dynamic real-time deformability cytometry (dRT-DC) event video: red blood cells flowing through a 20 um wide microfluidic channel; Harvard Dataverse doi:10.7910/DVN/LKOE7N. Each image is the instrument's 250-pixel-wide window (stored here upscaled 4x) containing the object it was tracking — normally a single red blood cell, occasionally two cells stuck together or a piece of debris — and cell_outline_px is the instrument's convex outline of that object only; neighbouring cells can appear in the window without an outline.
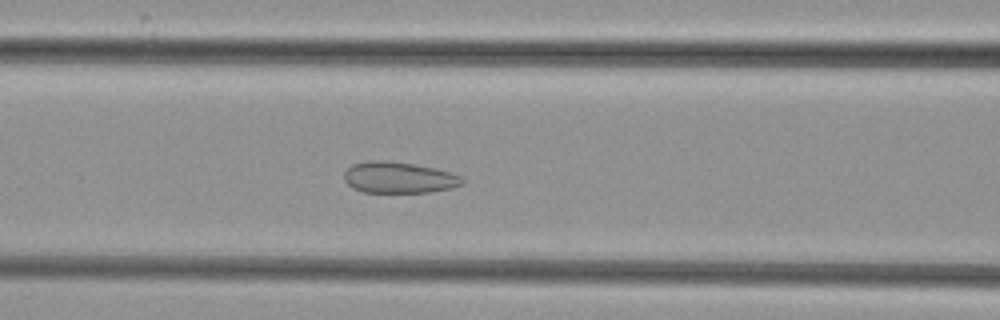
{"species": "common noctule bat (a hibernating species)", "species_latin": "Nyctalus noctula", "temperature_condition": "cold", "stored_images_in_passage": 38, "camera_frame_rate_fps": 3000, "um_per_image_px": 0.085, "animal": {"sex": "female", "body_mass_g": 29.2, "forearm_length_mm": 56.3}, "frame": {"image": 1, "passage_image": 8, "time_ms": 2.333, "image_size_px": [1000, 320], "cell_outline_px": [[464, 184], [452, 188], [428, 192], [364, 192], [352, 188], [344, 180], [344, 172], [352, 164], [368, 160], [388, 160], [436, 168], [452, 172], [460, 176], [464, 180]], "centroid_in_image_um": [33.9, 15.08], "position_along_channel_um": 132.7, "area_um2": 21.68}}
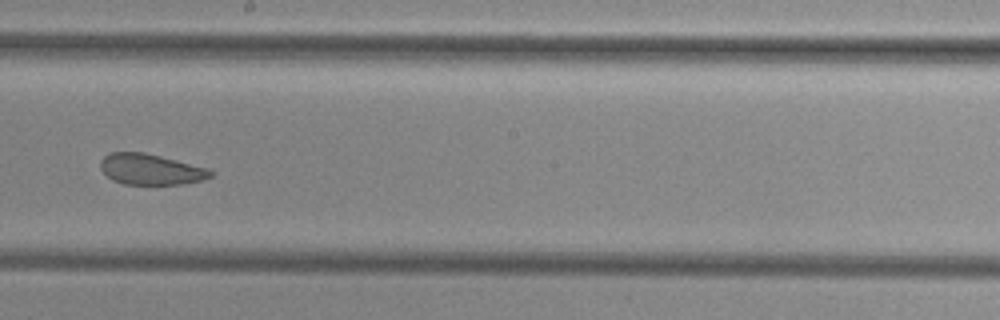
{"frame": {"image": 2, "passage_image": 16, "time_ms": 5.0, "image_size_px": [1000, 320], "cell_outline_px": [[212, 176], [200, 180], [180, 184], [124, 184], [112, 180], [100, 168], [100, 160], [108, 152], [144, 152], [208, 168], [212, 172]], "centroid_in_image_um": [12.76, 14.38], "position_along_channel_um": 235.4, "area_um2": 19.59}}
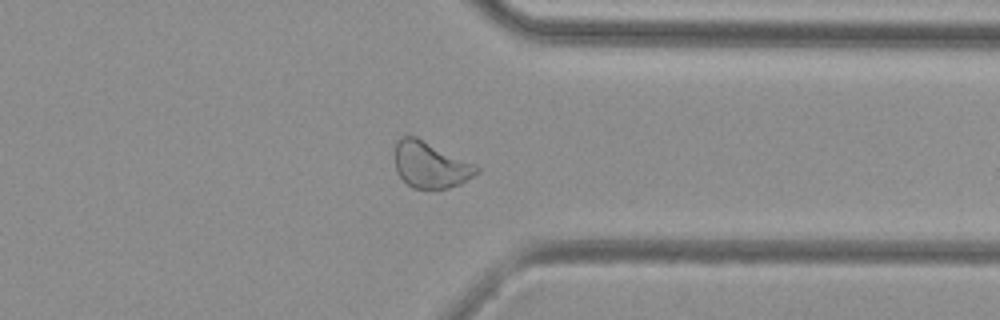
{"frame": {"image": 3, "passage_image": 27, "time_ms": 8.667, "image_size_px": [1000, 320], "cell_outline_px": [[480, 172], [460, 184], [448, 188], [412, 188], [396, 172], [396, 144], [404, 136], [416, 136], [476, 164], [480, 168]], "centroid_in_image_um": [36.63, 14.02], "position_along_channel_um": 374.8, "area_um2": 21.85}}